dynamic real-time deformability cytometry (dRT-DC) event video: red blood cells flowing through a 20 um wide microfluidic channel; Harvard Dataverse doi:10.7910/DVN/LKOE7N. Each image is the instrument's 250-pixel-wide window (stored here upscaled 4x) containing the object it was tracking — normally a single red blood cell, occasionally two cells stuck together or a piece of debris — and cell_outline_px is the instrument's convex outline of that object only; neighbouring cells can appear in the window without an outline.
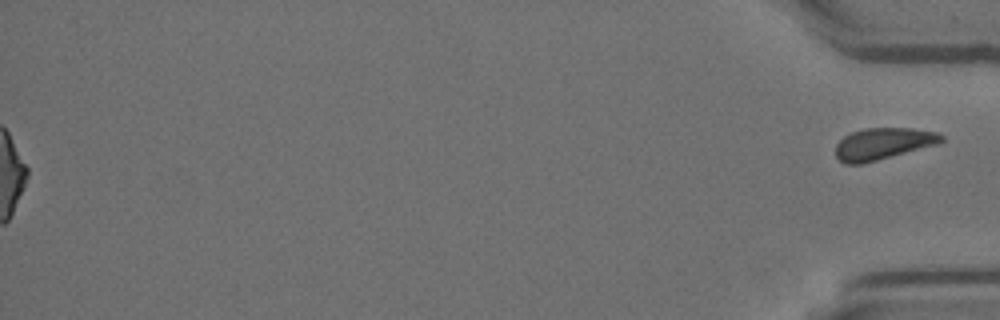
{"species": "Egyptian fruit bat (a non-hibernating species)", "species_latin": "Rousettus aegyptiacus", "temperature_condition": "room temperature", "stored_images_in_passage": 45, "segment_of_instrument_passage": [2, 2], "camera_frame_rate_fps": 3000, "um_per_image_px": 0.085, "animal": {"sex": "female"}, "frame": {"image": 1, "passage_image": 45, "time_ms": 14.667, "image_size_px": [1000, 320], "cell_outline_px": [[944, 140], [940, 144], [860, 164], [844, 164], [836, 156], [836, 144], [844, 136], [852, 132], [864, 128], [912, 128], [940, 132], [944, 136]], "centroid_in_image_um": [75.11, 12.2], "position_along_channel_um": 360.1, "area_um2": 19.65}}